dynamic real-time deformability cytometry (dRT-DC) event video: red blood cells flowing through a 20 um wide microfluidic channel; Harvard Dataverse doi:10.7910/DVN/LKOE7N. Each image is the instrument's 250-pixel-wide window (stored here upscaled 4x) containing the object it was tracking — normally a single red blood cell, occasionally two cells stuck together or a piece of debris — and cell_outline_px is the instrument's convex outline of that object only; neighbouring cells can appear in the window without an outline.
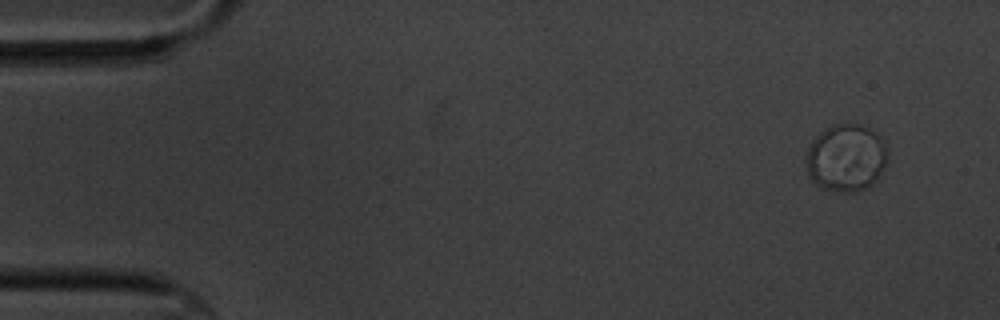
{"species": "common noctule bat (a hibernating species)", "species_latin": "Nyctalus noctula", "temperature_condition": "cold", "stored_images_in_passage": 5, "camera_frame_rate_fps": 3000, "um_per_image_px": 0.085, "animal": {"sex": "male", "body_mass_g": 20.1, "forearm_length_mm": 53.5}, "frame": {"image": 1, "passage_image": 2, "time_ms": 1.333, "image_size_px": [1000, 320], "cell_outline_px": [[884, 164], [880, 180], [868, 188], [852, 192], [832, 192], [820, 188], [808, 176], [804, 160], [808, 148], [812, 140], [824, 128], [832, 124], [860, 124], [876, 132], [880, 136], [884, 144]], "centroid_in_image_um": [71.86, 13.45], "position_along_channel_um": 13.1, "area_um2": 32.43}}